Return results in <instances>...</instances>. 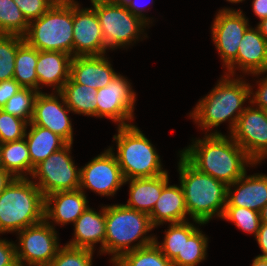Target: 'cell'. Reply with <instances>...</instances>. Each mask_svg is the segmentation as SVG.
I'll return each mask as SVG.
<instances>
[{"mask_svg": "<svg viewBox=\"0 0 267 266\" xmlns=\"http://www.w3.org/2000/svg\"><path fill=\"white\" fill-rule=\"evenodd\" d=\"M234 190H232V188ZM267 203V175L245 173L234 183L227 185L225 207H244L260 212Z\"/></svg>", "mask_w": 267, "mask_h": 266, "instance_id": "18", "label": "cell"}, {"mask_svg": "<svg viewBox=\"0 0 267 266\" xmlns=\"http://www.w3.org/2000/svg\"><path fill=\"white\" fill-rule=\"evenodd\" d=\"M114 266H172V262L154 243L122 254Z\"/></svg>", "mask_w": 267, "mask_h": 266, "instance_id": "30", "label": "cell"}, {"mask_svg": "<svg viewBox=\"0 0 267 266\" xmlns=\"http://www.w3.org/2000/svg\"><path fill=\"white\" fill-rule=\"evenodd\" d=\"M264 73H267V71L253 74V76H258ZM257 84L259 88L257 89V91H255V93L253 92L252 86L250 85L249 103H251L250 105H254L257 108L267 110V75L263 79L260 78V81H257Z\"/></svg>", "mask_w": 267, "mask_h": 266, "instance_id": "39", "label": "cell"}, {"mask_svg": "<svg viewBox=\"0 0 267 266\" xmlns=\"http://www.w3.org/2000/svg\"><path fill=\"white\" fill-rule=\"evenodd\" d=\"M30 130L25 133L31 164L35 167L52 153L62 149L68 143L49 129L29 123Z\"/></svg>", "mask_w": 267, "mask_h": 266, "instance_id": "25", "label": "cell"}, {"mask_svg": "<svg viewBox=\"0 0 267 266\" xmlns=\"http://www.w3.org/2000/svg\"><path fill=\"white\" fill-rule=\"evenodd\" d=\"M85 193L80 190L58 191L45 196L44 219L61 224L75 223L89 207Z\"/></svg>", "mask_w": 267, "mask_h": 266, "instance_id": "19", "label": "cell"}, {"mask_svg": "<svg viewBox=\"0 0 267 266\" xmlns=\"http://www.w3.org/2000/svg\"><path fill=\"white\" fill-rule=\"evenodd\" d=\"M257 27L260 30V33L264 36L267 40V18L262 19L258 24Z\"/></svg>", "mask_w": 267, "mask_h": 266, "instance_id": "46", "label": "cell"}, {"mask_svg": "<svg viewBox=\"0 0 267 266\" xmlns=\"http://www.w3.org/2000/svg\"><path fill=\"white\" fill-rule=\"evenodd\" d=\"M178 163L188 215L199 225L213 216L221 218L226 206L227 185L210 175L199 172L181 154Z\"/></svg>", "mask_w": 267, "mask_h": 266, "instance_id": "3", "label": "cell"}, {"mask_svg": "<svg viewBox=\"0 0 267 266\" xmlns=\"http://www.w3.org/2000/svg\"><path fill=\"white\" fill-rule=\"evenodd\" d=\"M0 169H3L1 144H0Z\"/></svg>", "mask_w": 267, "mask_h": 266, "instance_id": "50", "label": "cell"}, {"mask_svg": "<svg viewBox=\"0 0 267 266\" xmlns=\"http://www.w3.org/2000/svg\"><path fill=\"white\" fill-rule=\"evenodd\" d=\"M252 266H267V258L256 256L253 259Z\"/></svg>", "mask_w": 267, "mask_h": 266, "instance_id": "47", "label": "cell"}, {"mask_svg": "<svg viewBox=\"0 0 267 266\" xmlns=\"http://www.w3.org/2000/svg\"><path fill=\"white\" fill-rule=\"evenodd\" d=\"M39 92L32 88H21L1 108L5 113L25 120L28 124L33 116L35 98Z\"/></svg>", "mask_w": 267, "mask_h": 266, "instance_id": "32", "label": "cell"}, {"mask_svg": "<svg viewBox=\"0 0 267 266\" xmlns=\"http://www.w3.org/2000/svg\"><path fill=\"white\" fill-rule=\"evenodd\" d=\"M60 93L72 113L97 117V89L75 83L71 78L64 84Z\"/></svg>", "mask_w": 267, "mask_h": 266, "instance_id": "27", "label": "cell"}, {"mask_svg": "<svg viewBox=\"0 0 267 266\" xmlns=\"http://www.w3.org/2000/svg\"><path fill=\"white\" fill-rule=\"evenodd\" d=\"M28 123L0 109V144L25 137Z\"/></svg>", "mask_w": 267, "mask_h": 266, "instance_id": "37", "label": "cell"}, {"mask_svg": "<svg viewBox=\"0 0 267 266\" xmlns=\"http://www.w3.org/2000/svg\"><path fill=\"white\" fill-rule=\"evenodd\" d=\"M136 0H132L128 6L126 7L133 15H136L138 17H140L143 21H145L148 25L150 24V19L149 17H146V15L144 14L145 9L142 7L140 8L142 5H140V2Z\"/></svg>", "mask_w": 267, "mask_h": 266, "instance_id": "43", "label": "cell"}, {"mask_svg": "<svg viewBox=\"0 0 267 266\" xmlns=\"http://www.w3.org/2000/svg\"><path fill=\"white\" fill-rule=\"evenodd\" d=\"M24 41L18 35H0V82L13 79L17 49Z\"/></svg>", "mask_w": 267, "mask_h": 266, "instance_id": "33", "label": "cell"}, {"mask_svg": "<svg viewBox=\"0 0 267 266\" xmlns=\"http://www.w3.org/2000/svg\"><path fill=\"white\" fill-rule=\"evenodd\" d=\"M208 238L190 221L183 222L182 255H178L172 266H196L206 259Z\"/></svg>", "mask_w": 267, "mask_h": 266, "instance_id": "26", "label": "cell"}, {"mask_svg": "<svg viewBox=\"0 0 267 266\" xmlns=\"http://www.w3.org/2000/svg\"><path fill=\"white\" fill-rule=\"evenodd\" d=\"M168 172L151 178L127 179L129 182V199L126 207L150 214L161 195L162 189L169 183Z\"/></svg>", "mask_w": 267, "mask_h": 266, "instance_id": "24", "label": "cell"}, {"mask_svg": "<svg viewBox=\"0 0 267 266\" xmlns=\"http://www.w3.org/2000/svg\"><path fill=\"white\" fill-rule=\"evenodd\" d=\"M255 162L267 158V110L247 106L229 134Z\"/></svg>", "mask_w": 267, "mask_h": 266, "instance_id": "13", "label": "cell"}, {"mask_svg": "<svg viewBox=\"0 0 267 266\" xmlns=\"http://www.w3.org/2000/svg\"><path fill=\"white\" fill-rule=\"evenodd\" d=\"M45 197L30 178H15L0 195V234L44 220Z\"/></svg>", "mask_w": 267, "mask_h": 266, "instance_id": "5", "label": "cell"}, {"mask_svg": "<svg viewBox=\"0 0 267 266\" xmlns=\"http://www.w3.org/2000/svg\"><path fill=\"white\" fill-rule=\"evenodd\" d=\"M54 93L48 94L41 91L37 94L30 123L47 128L67 143L73 144V128L67 115L71 110L66 105L63 95L60 92Z\"/></svg>", "mask_w": 267, "mask_h": 266, "instance_id": "15", "label": "cell"}, {"mask_svg": "<svg viewBox=\"0 0 267 266\" xmlns=\"http://www.w3.org/2000/svg\"><path fill=\"white\" fill-rule=\"evenodd\" d=\"M237 66V67H236ZM236 68L244 74L267 71V40L258 27H248L239 45L237 57L226 67L227 75L234 76Z\"/></svg>", "mask_w": 267, "mask_h": 266, "instance_id": "17", "label": "cell"}, {"mask_svg": "<svg viewBox=\"0 0 267 266\" xmlns=\"http://www.w3.org/2000/svg\"><path fill=\"white\" fill-rule=\"evenodd\" d=\"M71 148L72 143H68L35 166L30 179H35L34 183L44 197L54 192L80 188V168L75 166L70 156Z\"/></svg>", "mask_w": 267, "mask_h": 266, "instance_id": "9", "label": "cell"}, {"mask_svg": "<svg viewBox=\"0 0 267 266\" xmlns=\"http://www.w3.org/2000/svg\"><path fill=\"white\" fill-rule=\"evenodd\" d=\"M199 172L230 185L243 176L246 167L256 166L232 137L217 130L196 139L179 152Z\"/></svg>", "mask_w": 267, "mask_h": 266, "instance_id": "1", "label": "cell"}, {"mask_svg": "<svg viewBox=\"0 0 267 266\" xmlns=\"http://www.w3.org/2000/svg\"><path fill=\"white\" fill-rule=\"evenodd\" d=\"M22 87L14 79L0 82V109L15 95Z\"/></svg>", "mask_w": 267, "mask_h": 266, "instance_id": "41", "label": "cell"}, {"mask_svg": "<svg viewBox=\"0 0 267 266\" xmlns=\"http://www.w3.org/2000/svg\"><path fill=\"white\" fill-rule=\"evenodd\" d=\"M96 98L97 117L111 119L118 126L131 125L136 94L128 79L117 74L107 86L97 89Z\"/></svg>", "mask_w": 267, "mask_h": 266, "instance_id": "11", "label": "cell"}, {"mask_svg": "<svg viewBox=\"0 0 267 266\" xmlns=\"http://www.w3.org/2000/svg\"><path fill=\"white\" fill-rule=\"evenodd\" d=\"M17 234L19 235V244H15V247L19 266L50 265L60 248L53 224L51 225L44 219L37 224L26 227Z\"/></svg>", "mask_w": 267, "mask_h": 266, "instance_id": "10", "label": "cell"}, {"mask_svg": "<svg viewBox=\"0 0 267 266\" xmlns=\"http://www.w3.org/2000/svg\"><path fill=\"white\" fill-rule=\"evenodd\" d=\"M165 230L162 243L155 238V244L161 252L172 262L178 255H182L183 246V222L169 224Z\"/></svg>", "mask_w": 267, "mask_h": 266, "instance_id": "36", "label": "cell"}, {"mask_svg": "<svg viewBox=\"0 0 267 266\" xmlns=\"http://www.w3.org/2000/svg\"><path fill=\"white\" fill-rule=\"evenodd\" d=\"M257 243L262 251V255H258L262 258H267V223H261L259 231L256 235Z\"/></svg>", "mask_w": 267, "mask_h": 266, "instance_id": "42", "label": "cell"}, {"mask_svg": "<svg viewBox=\"0 0 267 266\" xmlns=\"http://www.w3.org/2000/svg\"><path fill=\"white\" fill-rule=\"evenodd\" d=\"M72 58V55L60 51H38L36 64L38 92H41L42 85L52 86L55 92H60L70 79Z\"/></svg>", "mask_w": 267, "mask_h": 266, "instance_id": "21", "label": "cell"}, {"mask_svg": "<svg viewBox=\"0 0 267 266\" xmlns=\"http://www.w3.org/2000/svg\"><path fill=\"white\" fill-rule=\"evenodd\" d=\"M113 141L117 143V162L125 180L151 178L167 173L163 170L155 147L136 125L118 126Z\"/></svg>", "mask_w": 267, "mask_h": 266, "instance_id": "6", "label": "cell"}, {"mask_svg": "<svg viewBox=\"0 0 267 266\" xmlns=\"http://www.w3.org/2000/svg\"><path fill=\"white\" fill-rule=\"evenodd\" d=\"M184 193L181 185H169L162 189L152 212L149 214L154 227L163 223H180L188 221Z\"/></svg>", "mask_w": 267, "mask_h": 266, "instance_id": "23", "label": "cell"}, {"mask_svg": "<svg viewBox=\"0 0 267 266\" xmlns=\"http://www.w3.org/2000/svg\"><path fill=\"white\" fill-rule=\"evenodd\" d=\"M0 266H19L15 243L0 239Z\"/></svg>", "mask_w": 267, "mask_h": 266, "instance_id": "40", "label": "cell"}, {"mask_svg": "<svg viewBox=\"0 0 267 266\" xmlns=\"http://www.w3.org/2000/svg\"><path fill=\"white\" fill-rule=\"evenodd\" d=\"M106 50L96 11L81 9L73 0V57L103 55Z\"/></svg>", "mask_w": 267, "mask_h": 266, "instance_id": "16", "label": "cell"}, {"mask_svg": "<svg viewBox=\"0 0 267 266\" xmlns=\"http://www.w3.org/2000/svg\"><path fill=\"white\" fill-rule=\"evenodd\" d=\"M115 4L127 7L132 0H112Z\"/></svg>", "mask_w": 267, "mask_h": 266, "instance_id": "49", "label": "cell"}, {"mask_svg": "<svg viewBox=\"0 0 267 266\" xmlns=\"http://www.w3.org/2000/svg\"><path fill=\"white\" fill-rule=\"evenodd\" d=\"M24 40L38 51H60L73 56V0H57L29 23Z\"/></svg>", "mask_w": 267, "mask_h": 266, "instance_id": "7", "label": "cell"}, {"mask_svg": "<svg viewBox=\"0 0 267 266\" xmlns=\"http://www.w3.org/2000/svg\"><path fill=\"white\" fill-rule=\"evenodd\" d=\"M93 251L65 245L58 249L49 266H92Z\"/></svg>", "mask_w": 267, "mask_h": 266, "instance_id": "35", "label": "cell"}, {"mask_svg": "<svg viewBox=\"0 0 267 266\" xmlns=\"http://www.w3.org/2000/svg\"><path fill=\"white\" fill-rule=\"evenodd\" d=\"M247 99L250 100V84L242 77L235 79L225 74L210 93L199 100L190 117L206 130V134L225 121H230L229 131L232 132Z\"/></svg>", "mask_w": 267, "mask_h": 266, "instance_id": "2", "label": "cell"}, {"mask_svg": "<svg viewBox=\"0 0 267 266\" xmlns=\"http://www.w3.org/2000/svg\"><path fill=\"white\" fill-rule=\"evenodd\" d=\"M37 60L38 50L24 41L17 49L13 76L22 88H32L38 91Z\"/></svg>", "mask_w": 267, "mask_h": 266, "instance_id": "29", "label": "cell"}, {"mask_svg": "<svg viewBox=\"0 0 267 266\" xmlns=\"http://www.w3.org/2000/svg\"><path fill=\"white\" fill-rule=\"evenodd\" d=\"M3 169L15 178H27L32 175L34 166L31 164L25 137L1 144Z\"/></svg>", "mask_w": 267, "mask_h": 266, "instance_id": "28", "label": "cell"}, {"mask_svg": "<svg viewBox=\"0 0 267 266\" xmlns=\"http://www.w3.org/2000/svg\"><path fill=\"white\" fill-rule=\"evenodd\" d=\"M261 223H267V203L260 211Z\"/></svg>", "mask_w": 267, "mask_h": 266, "instance_id": "48", "label": "cell"}, {"mask_svg": "<svg viewBox=\"0 0 267 266\" xmlns=\"http://www.w3.org/2000/svg\"><path fill=\"white\" fill-rule=\"evenodd\" d=\"M30 23L47 12L57 0H13Z\"/></svg>", "mask_w": 267, "mask_h": 266, "instance_id": "38", "label": "cell"}, {"mask_svg": "<svg viewBox=\"0 0 267 266\" xmlns=\"http://www.w3.org/2000/svg\"><path fill=\"white\" fill-rule=\"evenodd\" d=\"M243 11L223 8L218 11L211 25L212 39L220 54L223 67H227L238 55L244 32L250 26Z\"/></svg>", "mask_w": 267, "mask_h": 266, "instance_id": "14", "label": "cell"}, {"mask_svg": "<svg viewBox=\"0 0 267 266\" xmlns=\"http://www.w3.org/2000/svg\"><path fill=\"white\" fill-rule=\"evenodd\" d=\"M125 183L113 148L105 150L80 168V190H92L100 196H114Z\"/></svg>", "mask_w": 267, "mask_h": 266, "instance_id": "12", "label": "cell"}, {"mask_svg": "<svg viewBox=\"0 0 267 266\" xmlns=\"http://www.w3.org/2000/svg\"><path fill=\"white\" fill-rule=\"evenodd\" d=\"M14 179L15 177L10 172L0 169V195Z\"/></svg>", "mask_w": 267, "mask_h": 266, "instance_id": "45", "label": "cell"}, {"mask_svg": "<svg viewBox=\"0 0 267 266\" xmlns=\"http://www.w3.org/2000/svg\"><path fill=\"white\" fill-rule=\"evenodd\" d=\"M29 23L13 0H0V35L27 34Z\"/></svg>", "mask_w": 267, "mask_h": 266, "instance_id": "31", "label": "cell"}, {"mask_svg": "<svg viewBox=\"0 0 267 266\" xmlns=\"http://www.w3.org/2000/svg\"><path fill=\"white\" fill-rule=\"evenodd\" d=\"M99 212L87 208L75 221L74 238L66 245L74 248H86L94 250L97 243L100 244V251L104 253L106 237L105 207L102 206Z\"/></svg>", "mask_w": 267, "mask_h": 266, "instance_id": "22", "label": "cell"}, {"mask_svg": "<svg viewBox=\"0 0 267 266\" xmlns=\"http://www.w3.org/2000/svg\"><path fill=\"white\" fill-rule=\"evenodd\" d=\"M105 220L104 253L113 255L111 263L128 251L155 242V235L146 236L147 232L155 228L150 216L146 213L128 208L124 204L107 205L105 206ZM135 241L138 242L131 246Z\"/></svg>", "mask_w": 267, "mask_h": 266, "instance_id": "4", "label": "cell"}, {"mask_svg": "<svg viewBox=\"0 0 267 266\" xmlns=\"http://www.w3.org/2000/svg\"><path fill=\"white\" fill-rule=\"evenodd\" d=\"M226 1H228V2H231L232 4L233 3H239V2H242V1H245V0H226Z\"/></svg>", "mask_w": 267, "mask_h": 266, "instance_id": "51", "label": "cell"}, {"mask_svg": "<svg viewBox=\"0 0 267 266\" xmlns=\"http://www.w3.org/2000/svg\"><path fill=\"white\" fill-rule=\"evenodd\" d=\"M222 219L234 223L246 233L256 237L261 225L260 212L244 207H225Z\"/></svg>", "mask_w": 267, "mask_h": 266, "instance_id": "34", "label": "cell"}, {"mask_svg": "<svg viewBox=\"0 0 267 266\" xmlns=\"http://www.w3.org/2000/svg\"><path fill=\"white\" fill-rule=\"evenodd\" d=\"M117 74L105 54L73 57L71 61L70 78L78 84L99 89L107 86Z\"/></svg>", "mask_w": 267, "mask_h": 266, "instance_id": "20", "label": "cell"}, {"mask_svg": "<svg viewBox=\"0 0 267 266\" xmlns=\"http://www.w3.org/2000/svg\"><path fill=\"white\" fill-rule=\"evenodd\" d=\"M252 8L253 12L260 21L267 18V0H253Z\"/></svg>", "mask_w": 267, "mask_h": 266, "instance_id": "44", "label": "cell"}, {"mask_svg": "<svg viewBox=\"0 0 267 266\" xmlns=\"http://www.w3.org/2000/svg\"><path fill=\"white\" fill-rule=\"evenodd\" d=\"M96 11L102 30L104 45L107 49L128 47L138 39L148 24L133 15L126 7L112 0H90Z\"/></svg>", "mask_w": 267, "mask_h": 266, "instance_id": "8", "label": "cell"}]
</instances>
